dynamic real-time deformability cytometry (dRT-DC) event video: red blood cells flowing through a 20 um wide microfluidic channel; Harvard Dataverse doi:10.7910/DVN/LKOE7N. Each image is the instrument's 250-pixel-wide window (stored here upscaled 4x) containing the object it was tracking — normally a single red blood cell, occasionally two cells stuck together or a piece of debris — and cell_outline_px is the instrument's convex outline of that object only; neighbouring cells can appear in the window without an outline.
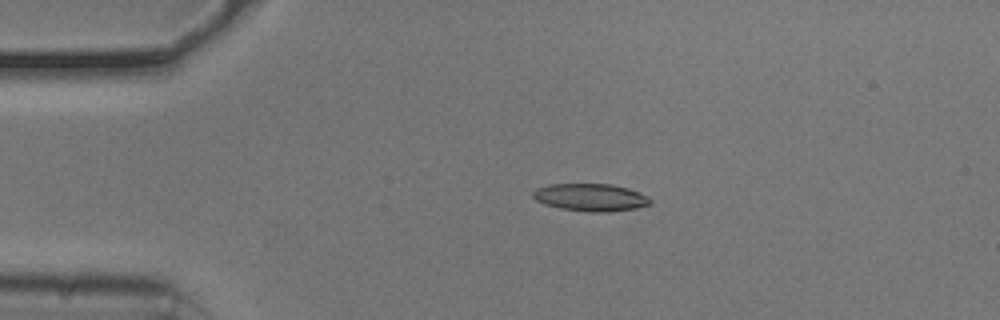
{"species": "common noctule bat (a hibernating species)", "species_latin": "Nyctalus noctula", "temperature_condition": "cold", "stored_images_in_passage": 43, "camera_frame_rate_fps": 3000, "um_per_image_px": 0.085, "animal": {"sex": "male", "body_mass_g": 20.5, "forearm_length_mm": 52.5}, "frame": {"image": 1, "passage_image": 1, "time_ms": 0.0, "image_size_px": [1000, 320], "cell_outline_px": [[652, 204], [636, 208], [608, 212], [592, 212], [560, 208], [544, 204], [536, 200], [532, 196], [532, 192], [536, 188], [548, 184], [612, 184], [628, 188], [640, 192], [648, 196], [652, 200]], "centroid_in_image_um": [50.22, 16.77], "position_along_channel_um": 34.8, "area_um2": 18.96}}
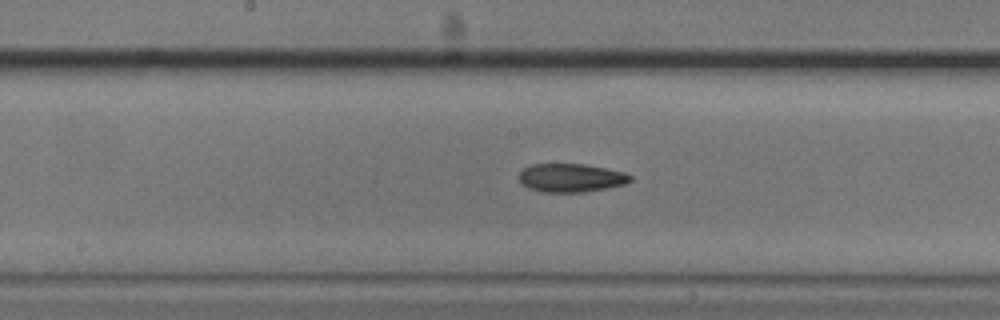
{"frame": {"image": 2, "passage_image": 17, "time_ms": 5.333, "image_size_px": [1000, 320], "cell_outline_px": [[632, 180], [624, 184], [584, 192], [540, 192], [528, 188], [516, 176], [524, 168], [532, 164], [584, 164], [624, 172], [632, 176]], "centroid_in_image_um": [48.5, 15.11], "position_along_channel_um": 199.7, "area_um2": 18.38}}
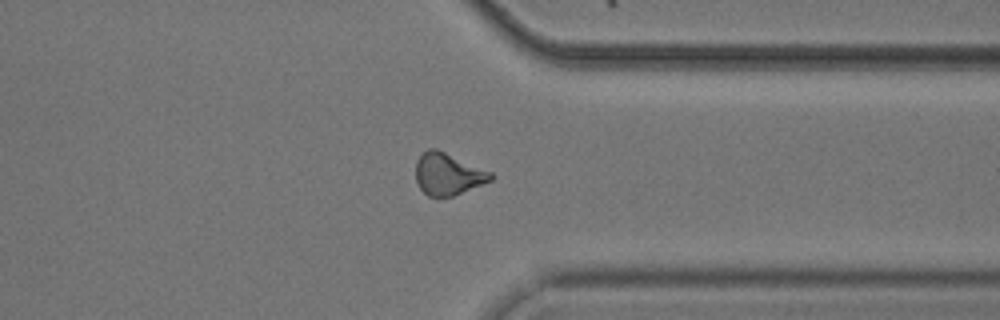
{"frame": {"image": 3, "passage_image": 31, "time_ms": 10.0, "image_size_px": [1000, 320], "cell_outline_px": [[496, 176], [492, 180], [452, 196], [428, 196], [420, 188], [416, 180], [416, 160], [428, 148], [436, 148], [492, 172]], "centroid_in_image_um": [38.08, 14.78], "position_along_channel_um": 373.3, "area_um2": 18.21}, "authors_computed_cell_mechanics": {"area_um2": 18.496, "velocity_mm_per_s": 3.7843, "shape_relaxation_time_tau1_ms": 4.0179, "shape_relaxation_time_tau2_ms": 4.9864, "deformation_change_tau1": 0.1374, "deformation_change_tau2": 0.139}}